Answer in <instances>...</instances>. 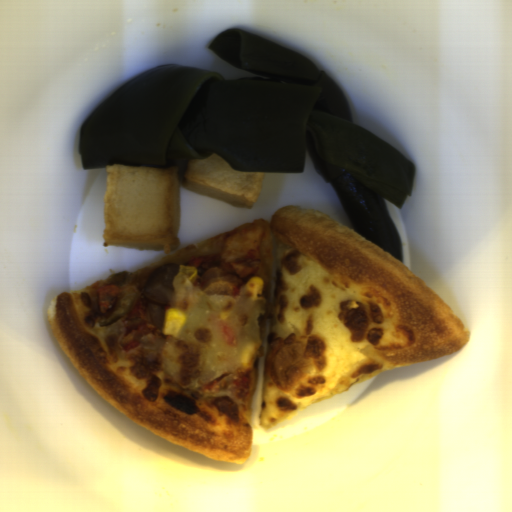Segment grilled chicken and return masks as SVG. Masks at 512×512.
I'll return each mask as SVG.
<instances>
[{
  "label": "grilled chicken",
  "mask_w": 512,
  "mask_h": 512,
  "mask_svg": "<svg viewBox=\"0 0 512 512\" xmlns=\"http://www.w3.org/2000/svg\"><path fill=\"white\" fill-rule=\"evenodd\" d=\"M265 229L237 233L226 239L222 258L240 279L263 266L262 240Z\"/></svg>",
  "instance_id": "277b20a1"
},
{
  "label": "grilled chicken",
  "mask_w": 512,
  "mask_h": 512,
  "mask_svg": "<svg viewBox=\"0 0 512 512\" xmlns=\"http://www.w3.org/2000/svg\"><path fill=\"white\" fill-rule=\"evenodd\" d=\"M146 308L147 302L145 300L137 301L129 312L123 316L125 333L120 345L127 352L139 345L144 335L158 328L147 320L145 315Z\"/></svg>",
  "instance_id": "a9712176"
}]
</instances>
